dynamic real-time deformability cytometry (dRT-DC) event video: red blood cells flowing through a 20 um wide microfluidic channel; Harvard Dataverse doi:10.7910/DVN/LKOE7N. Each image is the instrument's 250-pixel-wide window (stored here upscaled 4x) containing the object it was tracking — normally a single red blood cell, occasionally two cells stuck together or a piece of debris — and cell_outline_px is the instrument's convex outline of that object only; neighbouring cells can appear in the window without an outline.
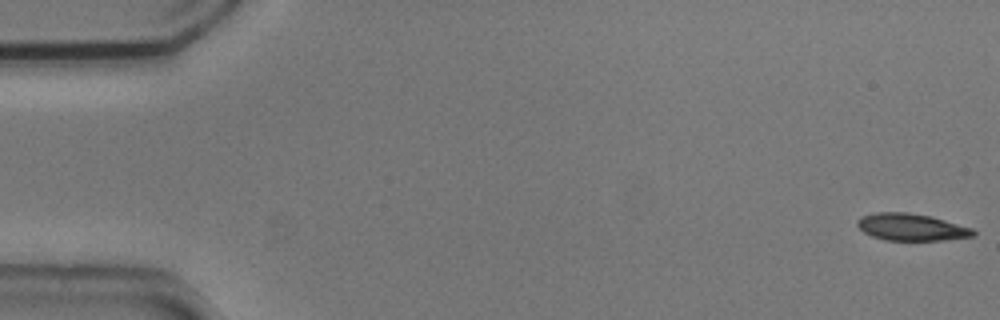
{"species": "common noctule bat (a hibernating species)", "species_latin": "Nyctalus noctula", "temperature_condition": "cold", "stored_images_in_passage": 8, "camera_frame_rate_fps": 3000, "um_per_image_px": 0.085, "animal": {"sex": "male", "body_mass_g": 20.5, "forearm_length_mm": 52.5}, "frame": {"image": 1, "passage_image": 1, "time_ms": 0.0, "image_size_px": [1000, 320], "cell_outline_px": [[976, 236], [944, 240], [884, 240], [872, 236], [864, 232], [856, 224], [856, 220], [860, 216], [876, 212], [908, 212], [932, 216], [972, 228], [976, 232]], "centroid_in_image_um": [77.46, 19.3], "position_along_channel_um": 7.5, "area_um2": 18.44}}
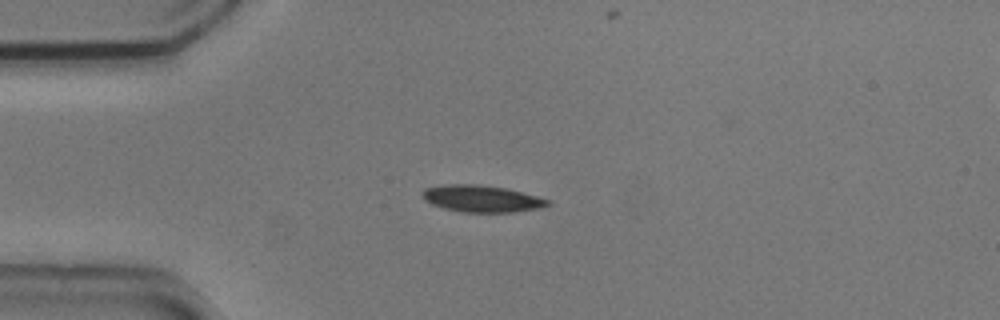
{"frame": {"image": 2, "passage_image": 4, "time_ms": 1.0, "image_size_px": [1000, 320], "cell_outline_px": [[552, 204], [544, 208], [512, 212], [460, 212], [444, 208], [432, 204], [424, 200], [420, 196], [420, 192], [424, 188], [444, 184], [480, 184], [504, 188], [552, 200]], "centroid_in_image_um": [40.93, 16.89], "position_along_channel_um": 44.1, "area_um2": 19.88}}
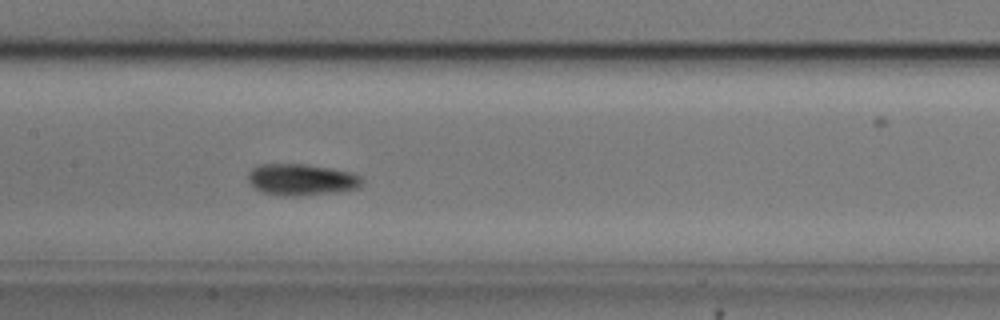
{"frame": {"image": 3, "passage_image": 8, "time_ms": 2.333, "image_size_px": [1000, 320], "cell_outline_px": [[364, 180], [360, 188], [336, 192], [296, 196], [280, 196], [264, 192], [256, 188], [248, 180], [248, 172], [252, 168], [260, 164], [304, 164], [328, 168], [348, 172], [360, 176]], "centroid_in_image_um": [25.62, 15.27], "position_along_channel_um": 181.8, "area_um2": 20.81}}